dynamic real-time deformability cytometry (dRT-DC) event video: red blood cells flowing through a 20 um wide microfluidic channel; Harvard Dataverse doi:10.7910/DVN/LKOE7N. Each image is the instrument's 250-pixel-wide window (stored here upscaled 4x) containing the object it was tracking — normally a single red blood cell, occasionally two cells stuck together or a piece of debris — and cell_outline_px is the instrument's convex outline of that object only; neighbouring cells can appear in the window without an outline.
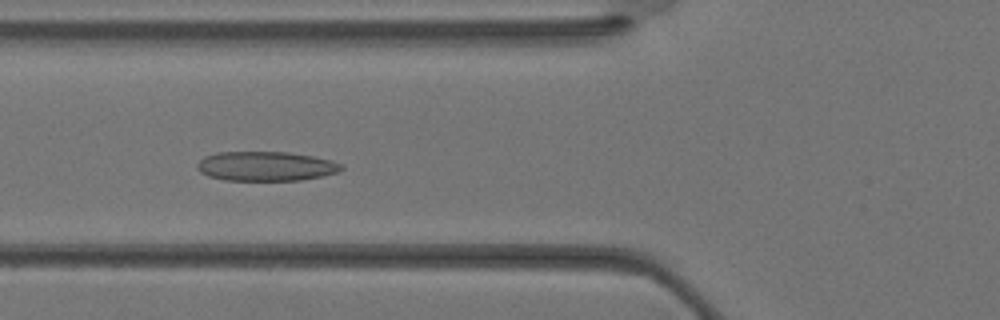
{"species": "Egyptian fruit bat (a non-hibernating species)", "species_latin": "Rousettus aegyptiacus", "temperature_condition": "warm", "stored_images_in_passage": 32, "camera_frame_rate_fps": 3000, "um_per_image_px": 0.085, "animal": {"sex": "female"}, "frame": {"image": 1, "passage_image": 8, "time_ms": 2.333, "image_size_px": [1000, 320], "cell_outline_px": [[344, 168], [336, 172], [320, 176], [300, 180], [224, 180], [208, 176], [200, 172], [196, 168], [196, 164], [204, 156], [216, 152], [288, 152], [312, 156], [332, 160], [344, 164]], "centroid_in_image_um": [22.57, 14.12], "position_along_channel_um": 103.2, "area_um2": 24.8}}
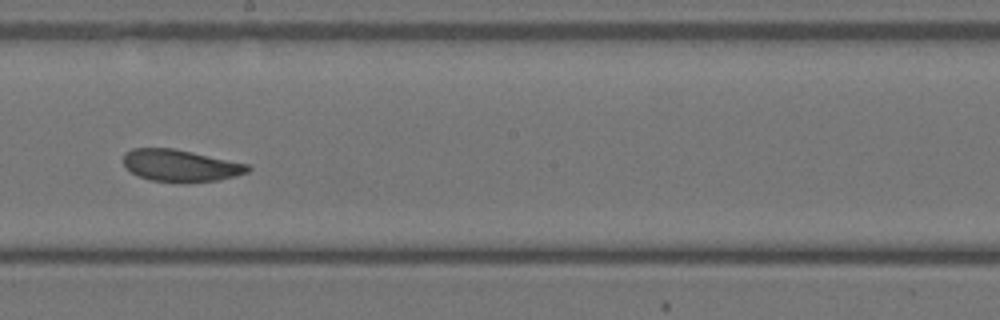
{"frame": {"image": 2, "passage_image": 15, "time_ms": 4.667, "image_size_px": [1000, 320], "cell_outline_px": [[252, 168], [248, 172], [236, 176], [220, 180], [184, 184], [180, 184], [152, 180], [140, 176], [132, 172], [124, 164], [124, 152], [132, 148], [172, 148], [192, 152], [248, 164]], "centroid_in_image_um": [15.37, 14.1], "position_along_channel_um": 232.8, "area_um2": 23.41}}
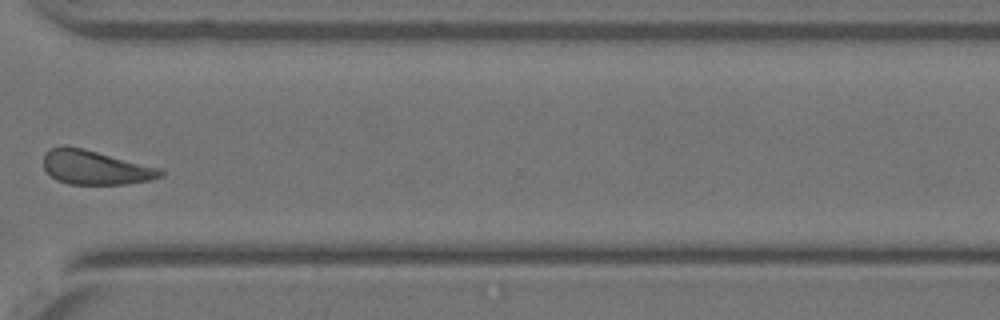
{"frame": {"image": 3, "passage_image": 22, "time_ms": 7.0, "image_size_px": [1000, 320], "cell_outline_px": [[164, 176], [148, 180], [124, 184], [68, 184], [56, 180], [44, 168], [44, 152], [48, 148], [64, 144], [84, 148], [160, 168], [164, 172]], "centroid_in_image_um": [8.06, 14.21], "position_along_channel_um": 362.5, "area_um2": 23.47}}